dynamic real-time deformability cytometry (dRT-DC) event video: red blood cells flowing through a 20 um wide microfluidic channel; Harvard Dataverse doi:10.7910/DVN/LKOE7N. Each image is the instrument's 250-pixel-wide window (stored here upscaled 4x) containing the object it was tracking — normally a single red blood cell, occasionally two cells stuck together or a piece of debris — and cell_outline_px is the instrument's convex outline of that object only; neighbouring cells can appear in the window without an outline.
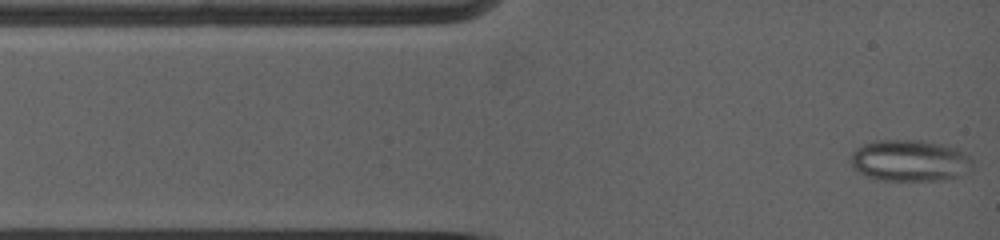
{"species": "common noctule bat (a hibernating species)", "species_latin": "Nyctalus noctula", "temperature_condition": "warm", "stored_images_in_passage": 6, "camera_frame_rate_fps": 5000, "um_per_image_px": 0.085, "animal": {"sex": "female", "body_mass_g": 19.0, "forearm_length_mm": 53.3}, "frame": {"image": 1, "passage_image": 1, "time_ms": 0.0, "image_size_px": [1000, 240], "cell_outline_px": [[972, 168], [956, 176], [940, 180], [884, 180], [868, 176], [860, 172], [848, 160], [852, 152], [856, 148], [864, 144], [876, 140], [924, 140], [960, 148], [972, 156]], "centroid_in_image_um": [77.36, 13.62], "position_along_channel_um": 7.6, "area_um2": 29.54}}
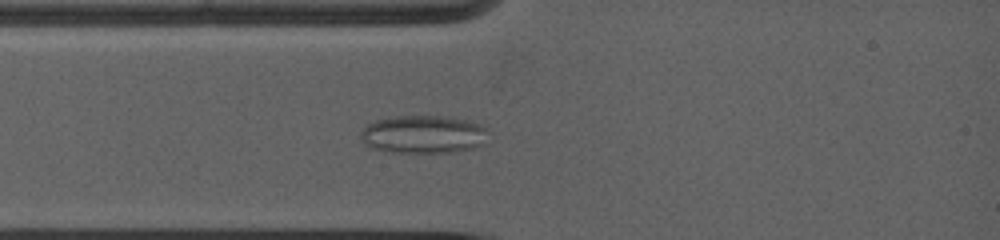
{"frame": {"image": 2, "passage_image": 6, "time_ms": 2.2, "image_size_px": [1000, 240], "cell_outline_px": [[484, 144], [476, 148], [452, 152], [392, 152], [372, 148], [360, 140], [360, 132], [368, 124], [376, 120], [396, 116], [444, 116], [464, 120], [480, 124], [484, 128]], "centroid_in_image_um": [35.94, 11.43], "position_along_channel_um": 49.1, "area_um2": 27.98}}